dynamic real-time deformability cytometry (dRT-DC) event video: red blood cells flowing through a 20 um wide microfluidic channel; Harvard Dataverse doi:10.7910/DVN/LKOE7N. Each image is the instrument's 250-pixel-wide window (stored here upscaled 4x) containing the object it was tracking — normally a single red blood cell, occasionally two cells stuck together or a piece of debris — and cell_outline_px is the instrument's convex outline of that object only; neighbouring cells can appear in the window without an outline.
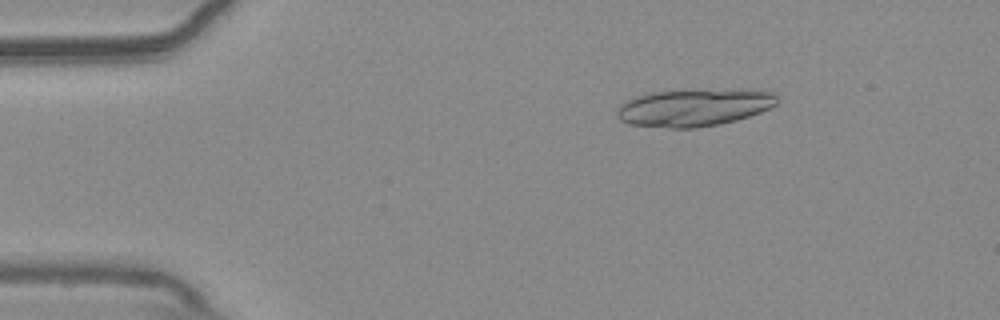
{"species": "common noctule bat (a hibernating species)", "species_latin": "Nyctalus noctula", "temperature_condition": "warm", "stored_images_in_passage": 18, "camera_frame_rate_fps": 3000, "um_per_image_px": 0.085, "animal": {"sex": "male", "body_mass_g": 20.4}, "frame": {"image": 1, "passage_image": 8, "time_ms": 2.333, "image_size_px": [1000, 320], "cell_outline_px": [[776, 104], [760, 112], [736, 120], [720, 124], [696, 128], [668, 128], [628, 124], [620, 120], [616, 116], [616, 108], [624, 100], [648, 92], [684, 88], [752, 88], [776, 92]], "centroid_in_image_um": [58.98, 9.08], "position_along_channel_um": 26.0, "area_um2": 36.41}}